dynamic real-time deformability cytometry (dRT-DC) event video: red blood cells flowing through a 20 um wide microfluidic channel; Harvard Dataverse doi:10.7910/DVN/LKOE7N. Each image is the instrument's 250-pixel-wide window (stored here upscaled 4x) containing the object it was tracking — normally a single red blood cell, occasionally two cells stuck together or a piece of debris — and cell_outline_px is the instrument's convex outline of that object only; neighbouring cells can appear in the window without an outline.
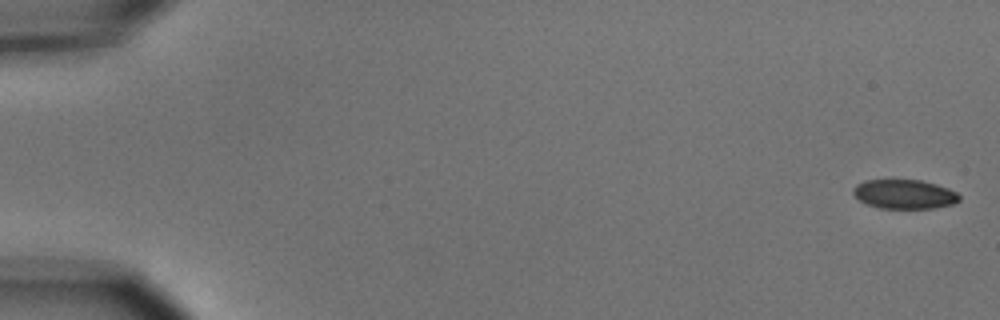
{"species": "common noctule bat (a hibernating species)", "species_latin": "Nyctalus noctula", "temperature_condition": "cold", "stored_images_in_passage": 7, "camera_frame_rate_fps": 3000, "um_per_image_px": 0.085, "animal": {"sex": "male", "body_mass_g": 15.6}, "frame": {"image": 1, "passage_image": 1, "time_ms": 0.0, "image_size_px": [1000, 320], "cell_outline_px": [[960, 200], [952, 204], [932, 208], [880, 208], [868, 204], [860, 200], [852, 192], [852, 188], [856, 184], [864, 180], [920, 180], [936, 184], [948, 188], [956, 192], [960, 196]], "centroid_in_image_um": [76.86, 16.5], "position_along_channel_um": 8.1, "area_um2": 17.98}}
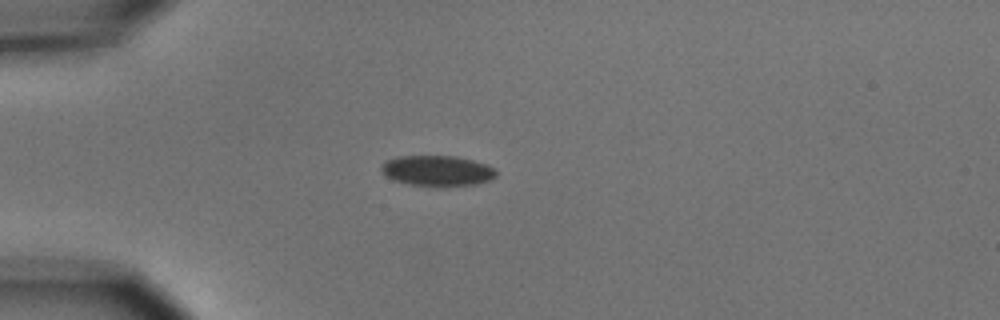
{"frame": {"image": 2, "passage_image": 5, "time_ms": 4.667, "image_size_px": [1000, 320], "cell_outline_px": [[496, 176], [492, 180], [476, 184], [440, 188], [432, 188], [408, 184], [392, 180], [380, 168], [388, 160], [396, 156], [456, 156], [472, 160], [496, 168]], "centroid_in_image_um": [37.21, 14.55], "position_along_channel_um": 47.8, "area_um2": 20.87}}
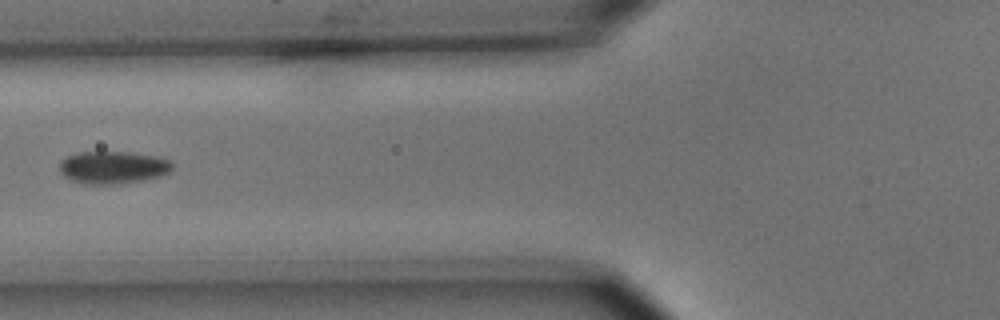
{"frame": {"image": 3, "passage_image": 7, "time_ms": 7.0, "image_size_px": [1000, 320], "cell_outline_px": [[172, 168], [168, 172], [160, 176], [144, 180], [120, 184], [84, 184], [72, 180], [64, 176], [60, 172], [60, 160], [76, 152], [132, 152], [156, 156], [172, 160]], "centroid_in_image_um": [9.61, 14.23], "position_along_channel_um": 116.2, "area_um2": 21.56}}